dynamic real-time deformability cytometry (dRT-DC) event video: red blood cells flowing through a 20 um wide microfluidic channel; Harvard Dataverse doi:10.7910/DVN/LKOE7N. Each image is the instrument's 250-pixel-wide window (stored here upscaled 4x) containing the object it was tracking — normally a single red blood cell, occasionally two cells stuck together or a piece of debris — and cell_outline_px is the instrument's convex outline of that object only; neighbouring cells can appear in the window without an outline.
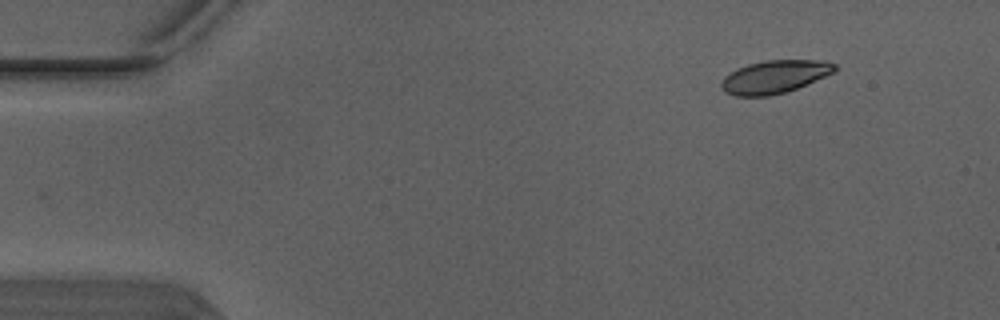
{"species": "Egyptian fruit bat (a non-hibernating species)", "species_latin": "Rousettus aegyptiacus", "temperature_condition": "warm", "stored_images_in_passage": 2, "camera_frame_rate_fps": 3000, "um_per_image_px": 0.085, "animal": {"sex": "male"}, "frame": {"image": 1, "passage_image": 2, "time_ms": 0.333, "image_size_px": [1000, 320], "cell_outline_px": [[836, 72], [796, 88], [784, 92], [768, 96], [736, 96], [724, 92], [720, 84], [724, 76], [736, 68], [748, 64], [764, 60], [824, 60], [836, 64]], "centroid_in_image_um": [65.83, 6.52], "position_along_channel_um": 19.2, "area_um2": 21.85}}